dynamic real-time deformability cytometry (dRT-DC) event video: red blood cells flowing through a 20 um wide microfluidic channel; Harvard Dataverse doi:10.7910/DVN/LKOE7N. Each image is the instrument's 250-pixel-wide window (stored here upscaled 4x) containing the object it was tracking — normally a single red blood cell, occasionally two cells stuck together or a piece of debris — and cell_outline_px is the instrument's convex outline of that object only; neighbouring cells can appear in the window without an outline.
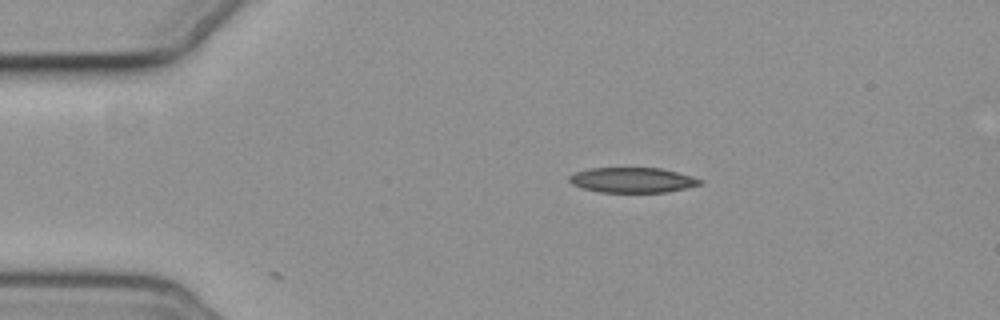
{"species": "common noctule bat (a hibernating species)", "species_latin": "Nyctalus noctula", "temperature_condition": "cold", "stored_images_in_passage": 5, "camera_frame_rate_fps": 3000, "um_per_image_px": 0.085, "animal": {"sex": "female", "body_mass_g": 19.3, "forearm_length_mm": 54.1}, "frame": {"image": 1, "passage_image": 1, "time_ms": 0.0, "image_size_px": [1000, 320], "cell_outline_px": [[704, 184], [668, 192], [600, 192], [584, 188], [572, 184], [568, 180], [568, 176], [576, 172], [588, 168], [660, 168], [692, 176], [704, 180]], "centroid_in_image_um": [53.79, 15.3], "position_along_channel_um": 31.2, "area_um2": 19.19}}
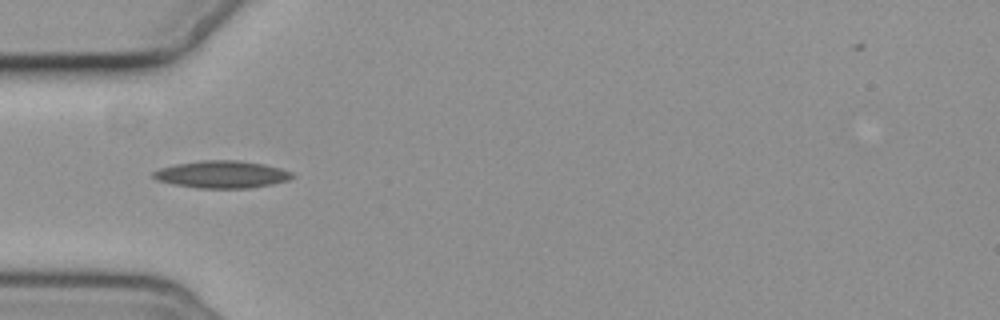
{"frame": {"image": 2, "passage_image": 3, "time_ms": 2.333, "image_size_px": [1000, 320], "cell_outline_px": [[292, 176], [288, 180], [272, 184], [248, 188], [200, 188], [172, 184], [156, 180], [152, 176], [152, 172], [160, 168], [176, 164], [200, 160], [236, 160], [264, 164], [280, 168], [292, 172]], "centroid_in_image_um": [18.82, 14.82], "position_along_channel_um": 66.2, "area_um2": 22.02}}